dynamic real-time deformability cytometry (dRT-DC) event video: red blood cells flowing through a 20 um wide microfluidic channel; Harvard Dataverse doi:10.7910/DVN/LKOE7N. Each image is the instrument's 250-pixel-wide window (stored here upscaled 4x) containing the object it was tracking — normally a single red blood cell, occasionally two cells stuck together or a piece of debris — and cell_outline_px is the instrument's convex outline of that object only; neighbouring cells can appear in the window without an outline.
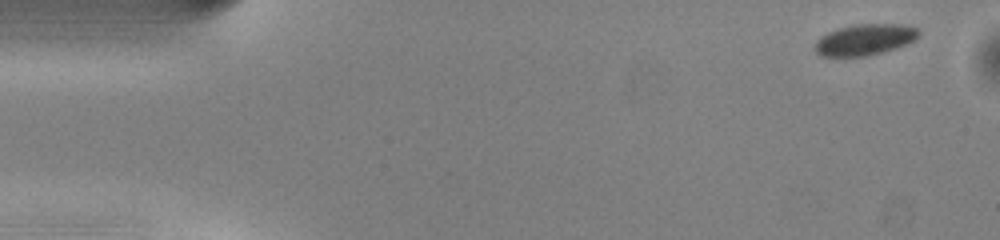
{"species": "common noctule bat (a hibernating species)", "species_latin": "Nyctalus noctula", "temperature_condition": "warm", "stored_images_in_passage": 48, "camera_frame_rate_fps": 3000, "um_per_image_px": 0.085, "animal": {"sex": "male", "body_mass_g": 13.0, "forearm_length_mm": 53.1}, "frame": {"image": 1, "passage_image": 1, "time_ms": 0.0, "image_size_px": [1000, 240], "cell_outline_px": [[920, 32], [912, 40], [904, 44], [884, 52], [864, 56], [820, 56], [816, 52], [816, 40], [820, 36], [828, 32], [840, 28], [856, 24], [900, 24], [916, 28]], "centroid_in_image_um": [73.46, 3.37], "position_along_channel_um": 11.5, "area_um2": 18.44}}
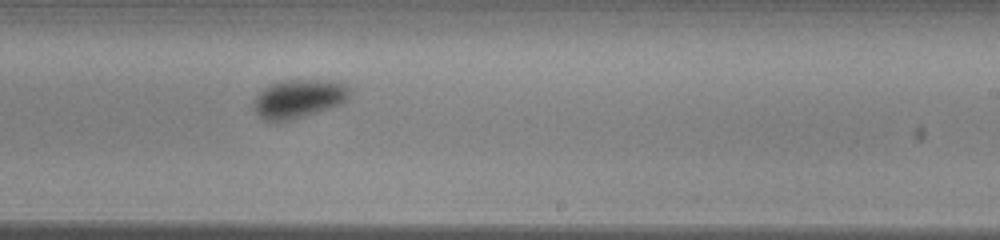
{"frame": {"image": 2, "passage_image": 28, "time_ms": 9.0, "image_size_px": [1000, 240], "cell_outline_px": [[352, 92], [340, 104], [292, 120], [264, 120], [256, 112], [252, 104], [256, 96], [264, 88], [272, 84], [296, 80], [308, 80], [344, 84]], "centroid_in_image_um": [25.34, 8.41], "position_along_channel_um": 263.7, "area_um2": 20.69}}
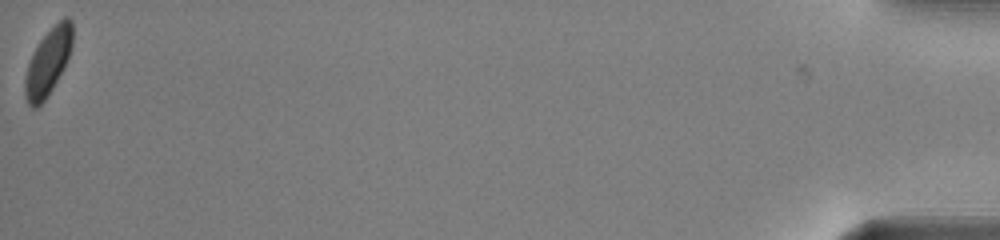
{"frame": {"image": 3, "passage_image": 48, "time_ms": 15.667, "image_size_px": [1000, 240], "cell_outline_px": [[72, 48], [68, 60], [64, 68], [52, 88], [44, 100], [36, 108], [32, 108], [28, 104], [24, 96], [24, 80], [28, 64], [40, 40], [64, 16], [68, 16], [72, 20]], "centroid_in_image_um": [4.09, 5.29], "position_along_channel_um": 431.1, "area_um2": 18.26}, "authors_computed_cell_mechanics": {"area_um2": 19.8254, "velocity_mm_per_s": 4.114, "shape_relaxation_time_tau1_ms": 2.2244, "shape_relaxation_time_tau2_ms": null, "deformation_change_tau1": 0.1077, "deformation_change_tau2": null}}